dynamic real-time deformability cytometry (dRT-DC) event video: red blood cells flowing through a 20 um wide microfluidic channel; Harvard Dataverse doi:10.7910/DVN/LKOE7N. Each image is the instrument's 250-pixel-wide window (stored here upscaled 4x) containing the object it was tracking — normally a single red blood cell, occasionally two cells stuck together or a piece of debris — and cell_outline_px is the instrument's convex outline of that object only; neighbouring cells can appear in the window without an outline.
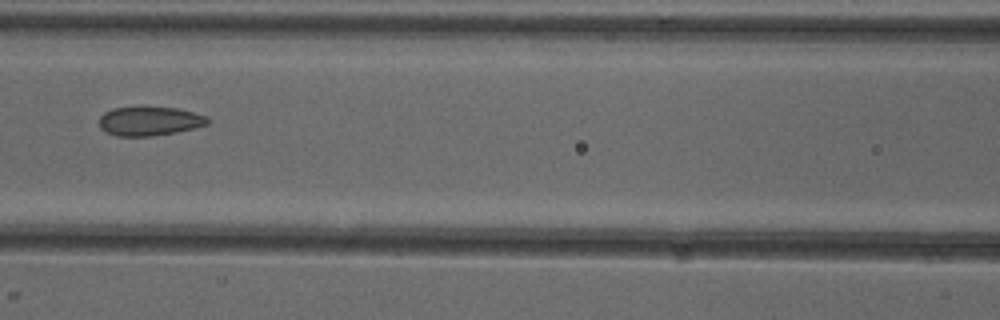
{"species": "common noctule bat (a hibernating species)", "species_latin": "Nyctalus noctula", "temperature_condition": "cold", "stored_images_in_passage": 7, "camera_frame_rate_fps": 3000, "um_per_image_px": 0.085, "animal": {"sex": "female"}, "frame": {"image": 1, "passage_image": 7, "time_ms": 7.0, "image_size_px": [1000, 320], "cell_outline_px": [[208, 124], [196, 128], [176, 132], [152, 136], [116, 136], [104, 132], [100, 128], [100, 116], [104, 112], [112, 108], [176, 108], [208, 116]], "centroid_in_image_um": [12.7, 10.31], "position_along_channel_um": 153.9, "area_um2": 18.21}}